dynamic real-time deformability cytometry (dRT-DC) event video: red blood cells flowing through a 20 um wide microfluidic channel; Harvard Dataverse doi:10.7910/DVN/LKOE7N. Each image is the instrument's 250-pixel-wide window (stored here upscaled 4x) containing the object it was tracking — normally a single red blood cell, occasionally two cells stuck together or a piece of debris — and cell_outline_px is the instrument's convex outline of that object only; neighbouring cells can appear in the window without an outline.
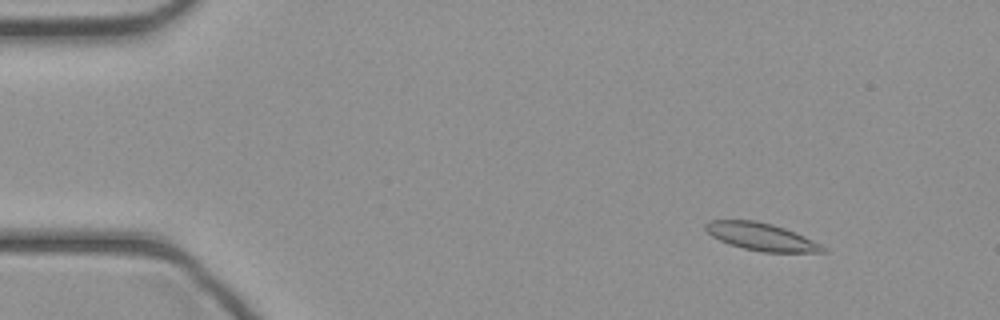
{"species": "common noctule bat (a hibernating species)", "species_latin": "Nyctalus noctula", "temperature_condition": "cold", "stored_images_in_passage": 7, "camera_frame_rate_fps": 3000, "um_per_image_px": 0.085, "animal": {"sex": "female", "body_mass_g": 21.9}, "frame": {"image": 1, "passage_image": 2, "time_ms": 0.333, "image_size_px": [1000, 320], "cell_outline_px": [[828, 252], [764, 252], [744, 248], [728, 244], [712, 236], [704, 228], [704, 224], [712, 220], [756, 220], [772, 224], [784, 228], [804, 236], [828, 248]], "centroid_in_image_um": [64.72, 20.12], "position_along_channel_um": 20.3, "area_um2": 18.73}}